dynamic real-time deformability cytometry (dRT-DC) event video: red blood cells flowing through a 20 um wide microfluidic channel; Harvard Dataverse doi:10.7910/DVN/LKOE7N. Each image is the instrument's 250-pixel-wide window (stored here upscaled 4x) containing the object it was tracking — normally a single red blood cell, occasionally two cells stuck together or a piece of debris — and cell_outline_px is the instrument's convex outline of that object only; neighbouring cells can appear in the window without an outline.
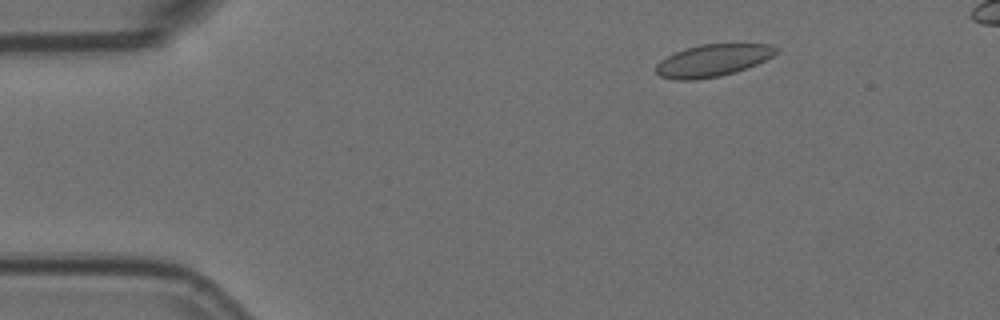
{"species": "Egyptian fruit bat (a non-hibernating species)", "species_latin": "Rousettus aegyptiacus", "temperature_condition": "room temperature", "stored_images_in_passage": 55, "camera_frame_rate_fps": 3000, "um_per_image_px": 0.085, "animal": {"sex": "female"}, "frame": {"image": 1, "passage_image": 8, "time_ms": 2.333, "image_size_px": [1000, 320], "cell_outline_px": [[780, 48], [772, 56], [756, 64], [720, 76], [692, 80], [672, 80], [660, 76], [656, 72], [656, 64], [660, 60], [684, 48], [700, 44], [772, 44]], "centroid_in_image_um": [60.55, 5.13], "position_along_channel_um": 24.4, "area_um2": 22.37}}
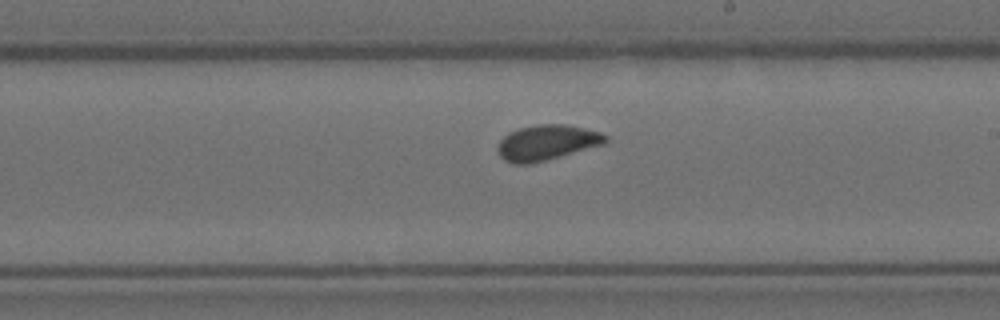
{"frame": {"image": 2, "passage_image": 32, "time_ms": 10.333, "image_size_px": [1000, 320], "cell_outline_px": [[608, 140], [604, 144], [544, 160], [528, 164], [516, 164], [504, 160], [500, 156], [496, 148], [500, 140], [508, 132], [520, 128], [536, 124], [564, 124], [584, 128], [600, 132], [608, 136]], "centroid_in_image_um": [46.46, 12.1], "position_along_channel_um": 242.5, "area_um2": 22.02}}
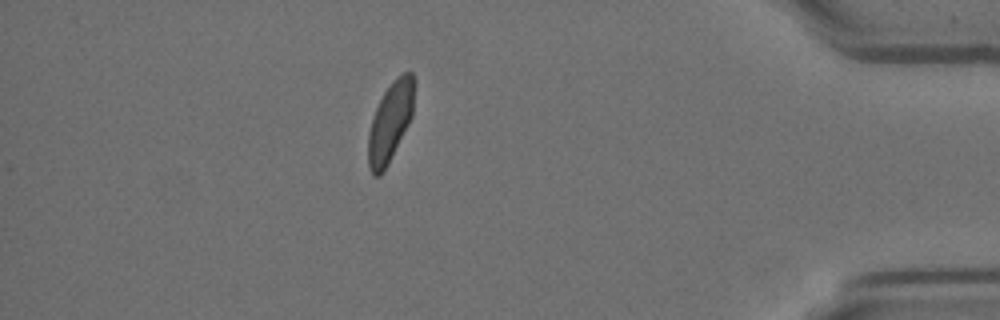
{"frame": {"image": 3, "passage_image": 49, "time_ms": 16.0, "image_size_px": [1000, 320], "cell_outline_px": [[412, 116], [388, 164], [380, 176], [372, 176], [368, 164], [368, 132], [376, 108], [384, 92], [392, 80], [396, 76], [404, 72], [412, 72]], "centroid_in_image_um": [33.13, 10.41], "position_along_channel_um": 402.1, "area_um2": 20.81}}